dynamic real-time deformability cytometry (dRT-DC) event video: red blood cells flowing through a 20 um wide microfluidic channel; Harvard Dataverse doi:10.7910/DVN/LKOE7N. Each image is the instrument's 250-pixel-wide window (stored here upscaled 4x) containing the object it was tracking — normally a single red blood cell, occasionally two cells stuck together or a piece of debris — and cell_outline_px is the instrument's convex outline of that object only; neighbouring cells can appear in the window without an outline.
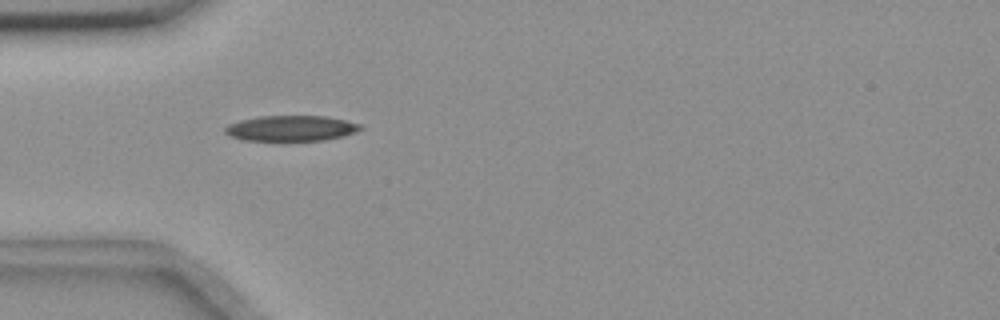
{"species": "common noctule bat (a hibernating species)", "species_latin": "Nyctalus noctula", "temperature_condition": "room temperature", "stored_images_in_passage": 2, "camera_frame_rate_fps": 3000, "um_per_image_px": 0.085, "animal": {"sex": "female", "body_mass_g": 18.4}, "frame": {"image": 1, "passage_image": 1, "time_ms": 0.0, "image_size_px": [1000, 320], "cell_outline_px": [[364, 128], [356, 132], [344, 136], [324, 140], [244, 140], [232, 136], [224, 132], [224, 128], [228, 124], [240, 120], [260, 116], [324, 116], [344, 120], [360, 124]], "centroid_in_image_um": [24.75, 10.9], "position_along_channel_um": 60.2, "area_um2": 20.0}}